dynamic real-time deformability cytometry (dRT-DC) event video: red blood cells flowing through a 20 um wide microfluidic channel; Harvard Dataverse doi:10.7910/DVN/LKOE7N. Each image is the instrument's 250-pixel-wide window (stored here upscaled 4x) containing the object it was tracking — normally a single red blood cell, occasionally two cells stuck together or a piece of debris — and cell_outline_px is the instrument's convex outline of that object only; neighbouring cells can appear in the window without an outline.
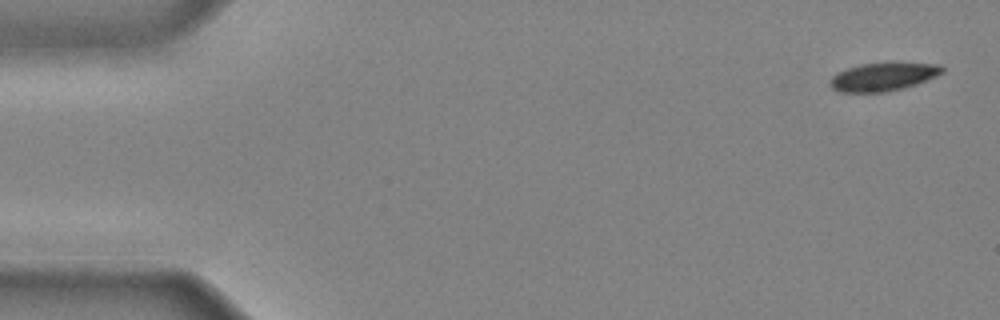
{"species": "common noctule bat (a hibernating species)", "species_latin": "Nyctalus noctula", "temperature_condition": "cold", "stored_images_in_passage": 9, "camera_frame_rate_fps": 3000, "um_per_image_px": 0.085, "animal": {"sex": "male", "body_mass_g": 20.4}, "frame": {"image": 1, "passage_image": 1, "time_ms": 0.0, "image_size_px": [1000, 320], "cell_outline_px": [[944, 72], [936, 76], [916, 84], [884, 92], [840, 92], [832, 88], [828, 84], [828, 80], [836, 72], [860, 64], [888, 60], [896, 60], [940, 64], [944, 68]], "centroid_in_image_um": [75.08, 6.46], "position_along_channel_um": 9.9, "area_um2": 19.31}}